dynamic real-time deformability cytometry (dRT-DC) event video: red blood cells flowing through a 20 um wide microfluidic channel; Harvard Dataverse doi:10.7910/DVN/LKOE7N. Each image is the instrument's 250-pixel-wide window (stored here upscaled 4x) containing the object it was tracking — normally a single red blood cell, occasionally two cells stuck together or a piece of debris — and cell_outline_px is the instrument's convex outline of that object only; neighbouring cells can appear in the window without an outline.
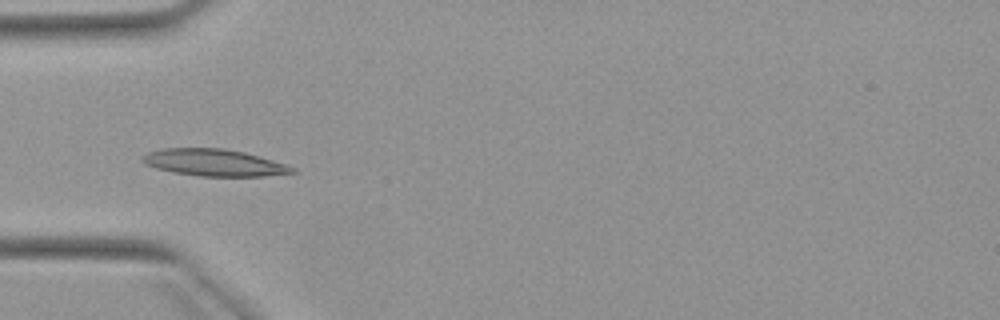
{"species": "Egyptian fruit bat (a non-hibernating species)", "species_latin": "Rousettus aegyptiacus", "temperature_condition": "warm", "stored_images_in_passage": 6, "camera_frame_rate_fps": 3000, "um_per_image_px": 0.085, "animal": {"sex": "female"}, "frame": {"image": 1, "passage_image": 5, "time_ms": 5.0, "image_size_px": [1000, 320], "cell_outline_px": [[296, 172], [264, 176], [200, 176], [172, 172], [156, 168], [144, 164], [140, 160], [140, 156], [148, 152], [160, 148], [224, 148], [244, 152], [288, 164], [296, 168]], "centroid_in_image_um": [18.17, 13.81], "position_along_channel_um": 66.8, "area_um2": 23.7}}
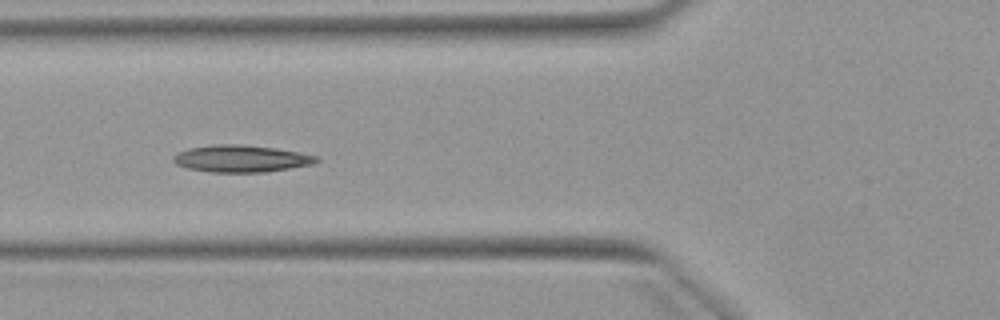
{"frame": {"image": 2, "passage_image": 6, "time_ms": 6.0, "image_size_px": [1000, 320], "cell_outline_px": [[320, 160], [312, 164], [264, 172], [208, 172], [188, 168], [176, 164], [172, 160], [172, 156], [188, 148], [216, 144], [240, 144], [276, 148], [320, 156]], "centroid_in_image_um": [20.5, 13.48], "position_along_channel_um": 105.3, "area_um2": 22.48}}